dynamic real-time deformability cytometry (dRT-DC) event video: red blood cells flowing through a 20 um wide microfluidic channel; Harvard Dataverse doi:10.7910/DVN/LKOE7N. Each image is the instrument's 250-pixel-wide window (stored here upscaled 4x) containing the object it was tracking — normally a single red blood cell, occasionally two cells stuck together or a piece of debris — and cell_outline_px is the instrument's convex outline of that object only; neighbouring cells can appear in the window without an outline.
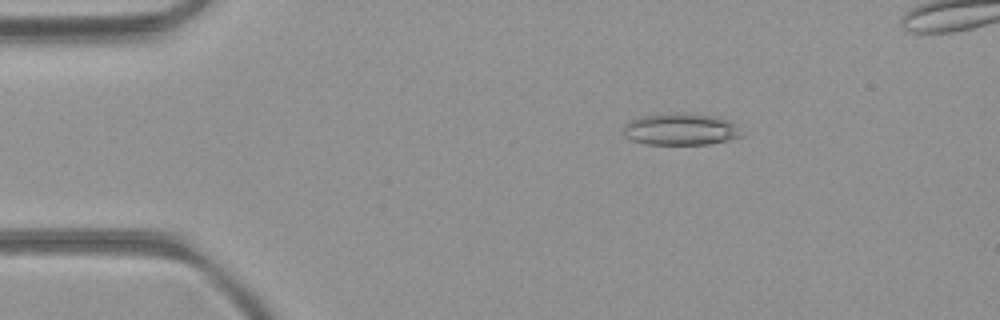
{"species": "common noctule bat (a hibernating species)", "species_latin": "Nyctalus noctula", "temperature_condition": "room temperature", "stored_images_in_passage": 48, "camera_frame_rate_fps": 3000, "um_per_image_px": 0.085, "animal": {"sex": "female", "body_mass_g": 21.9}, "frame": {"image": 1, "passage_image": 9, "time_ms": 2.667, "image_size_px": [1000, 320], "cell_outline_px": [[744, 136], [728, 140], [708, 144], [644, 144], [632, 140], [624, 136], [624, 124], [632, 120], [644, 116], [672, 112], [680, 112], [716, 116], [736, 124]], "centroid_in_image_um": [57.87, 10.98], "position_along_channel_um": 27.1, "area_um2": 22.02}}
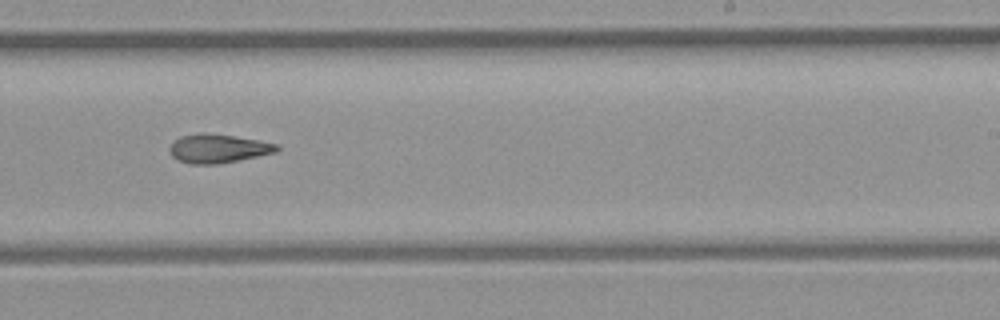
{"frame": {"image": 2, "passage_image": 31, "time_ms": 10.0, "image_size_px": [1000, 320], "cell_outline_px": [[280, 148], [276, 152], [240, 160], [216, 164], [188, 164], [176, 160], [172, 156], [168, 148], [180, 136], [200, 132], [204, 132], [232, 136], [256, 140], [276, 144]], "centroid_in_image_um": [18.49, 12.63], "position_along_channel_um": 270.5, "area_um2": 17.92}}
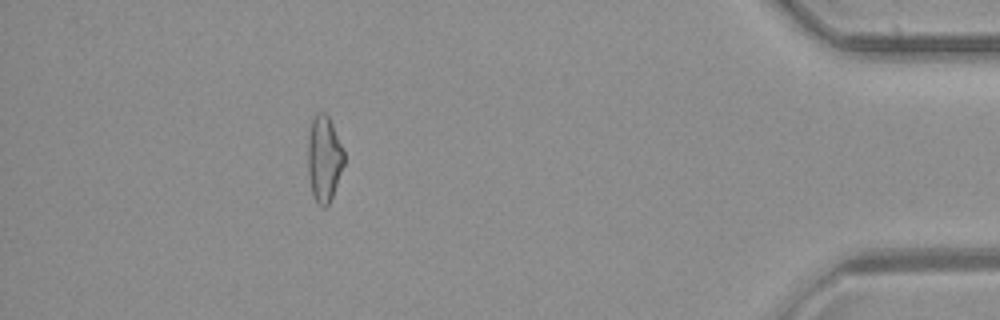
{"frame": {"image": 3, "passage_image": 45, "time_ms": 14.667, "image_size_px": [1000, 320], "cell_outline_px": [[344, 164], [332, 196], [328, 204], [324, 208], [316, 204], [312, 196], [308, 176], [308, 132], [312, 120], [316, 112], [324, 112], [328, 116], [332, 124], [344, 152]], "centroid_in_image_um": [27.52, 13.51], "position_along_channel_um": 407.7, "area_um2": 18.21}}